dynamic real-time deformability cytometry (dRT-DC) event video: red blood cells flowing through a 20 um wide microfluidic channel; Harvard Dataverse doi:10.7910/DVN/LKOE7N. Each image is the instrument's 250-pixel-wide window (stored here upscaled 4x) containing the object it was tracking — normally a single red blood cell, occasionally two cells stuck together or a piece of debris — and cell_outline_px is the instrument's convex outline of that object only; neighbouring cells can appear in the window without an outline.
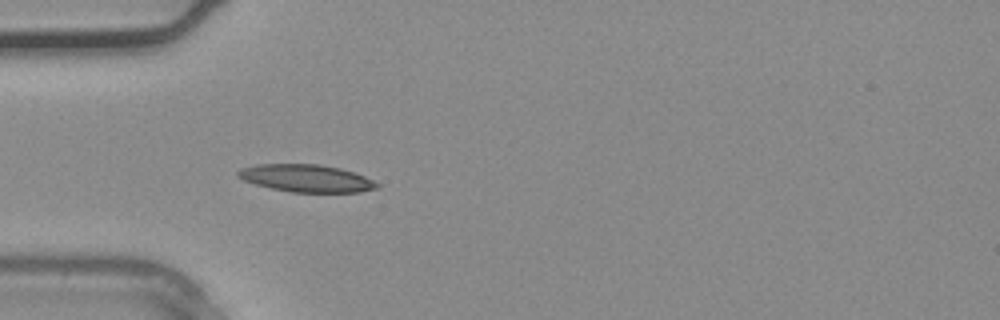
{"species": "common noctule bat (a hibernating species)", "species_latin": "Nyctalus noctula", "temperature_condition": "warm", "stored_images_in_passage": 37, "camera_frame_rate_fps": 3000, "um_per_image_px": 0.085, "animal": {"sex": "male", "body_mass_g": 20.4}, "frame": {"image": 1, "passage_image": 11, "time_ms": 3.333, "image_size_px": [1000, 320], "cell_outline_px": [[380, 184], [376, 188], [360, 192], [292, 192], [272, 188], [256, 184], [244, 180], [236, 176], [236, 172], [240, 168], [256, 164], [320, 164], [340, 168], [364, 176]], "centroid_in_image_um": [26.01, 15.14], "position_along_channel_um": 59.0, "area_um2": 22.14}}